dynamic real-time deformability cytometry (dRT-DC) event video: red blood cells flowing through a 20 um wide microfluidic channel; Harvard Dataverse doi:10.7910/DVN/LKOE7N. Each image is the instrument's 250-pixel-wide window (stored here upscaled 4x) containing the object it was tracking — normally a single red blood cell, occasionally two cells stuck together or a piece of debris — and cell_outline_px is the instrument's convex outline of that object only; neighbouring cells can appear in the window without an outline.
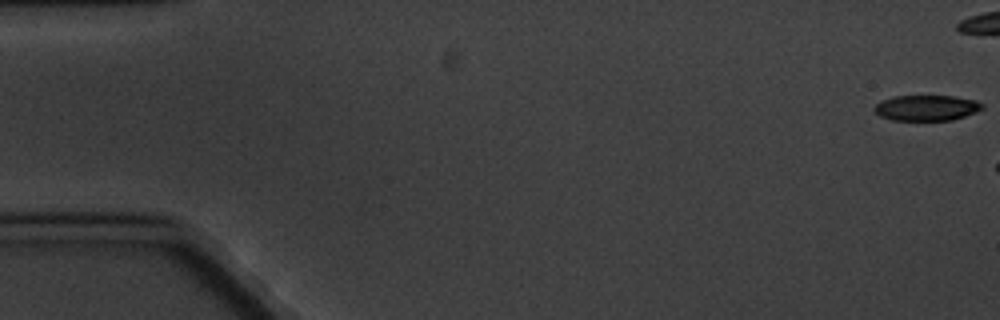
{"species": "common noctule bat (a hibernating species)", "species_latin": "Nyctalus noctula", "temperature_condition": "cold", "stored_images_in_passage": 2, "camera_frame_rate_fps": 3000, "um_per_image_px": 0.085, "animal": {"sex": "male", "body_mass_g": 20.1, "forearm_length_mm": 53.5}, "frame": {"image": 1, "passage_image": 1, "time_ms": 0.0, "image_size_px": [1000, 320], "cell_outline_px": [[984, 108], [976, 112], [952, 120], [892, 120], [880, 116], [872, 108], [880, 100], [892, 96], [952, 96], [976, 100], [984, 104]], "centroid_in_image_um": [78.74, 9.16], "position_along_channel_um": 6.3, "area_um2": 16.18}}